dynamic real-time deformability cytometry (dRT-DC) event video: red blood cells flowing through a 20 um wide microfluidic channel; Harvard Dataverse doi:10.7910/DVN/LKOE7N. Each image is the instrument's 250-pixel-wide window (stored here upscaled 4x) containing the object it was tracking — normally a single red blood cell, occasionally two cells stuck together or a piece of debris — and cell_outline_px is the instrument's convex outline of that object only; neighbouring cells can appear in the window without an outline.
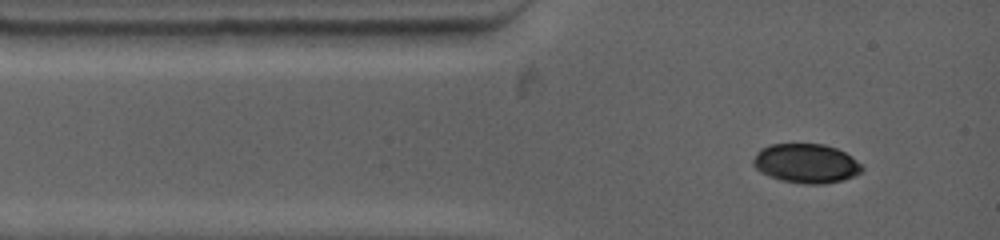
{"species": "common noctule bat (a hibernating species)", "species_latin": "Nyctalus noctula", "temperature_condition": "warm", "stored_images_in_passage": 2, "camera_frame_rate_fps": 4500, "um_per_image_px": 0.085, "animal": {"sex": "female", "body_mass_g": 19.0, "forearm_length_mm": 53.3}, "frame": {"image": 1, "passage_image": 1, "time_ms": 0.0, "image_size_px": [1000, 240], "cell_outline_px": [[864, 168], [860, 172], [844, 180], [824, 184], [804, 184], [780, 180], [768, 176], [760, 172], [752, 164], [752, 160], [756, 152], [760, 148], [768, 144], [824, 144], [836, 148], [852, 156]], "centroid_in_image_um": [68.48, 13.89], "position_along_channel_um": 16.5, "area_um2": 25.09}}